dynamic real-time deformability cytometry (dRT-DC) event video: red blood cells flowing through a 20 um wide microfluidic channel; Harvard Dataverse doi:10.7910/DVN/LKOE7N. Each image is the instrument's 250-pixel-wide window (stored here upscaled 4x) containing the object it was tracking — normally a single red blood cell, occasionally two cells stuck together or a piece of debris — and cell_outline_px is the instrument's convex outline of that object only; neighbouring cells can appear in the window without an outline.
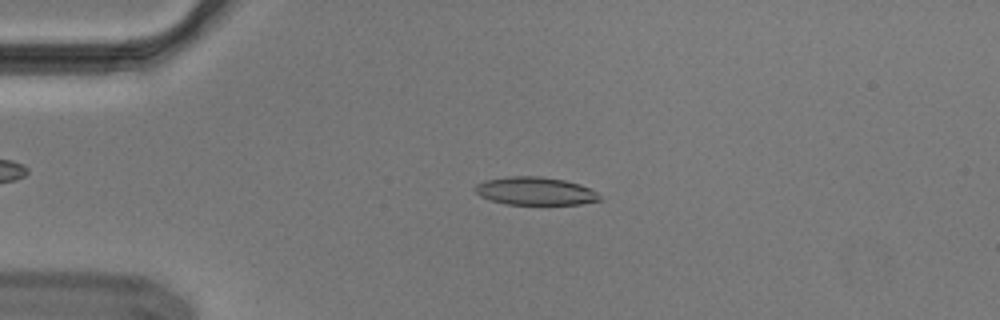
{"species": "Egyptian fruit bat (a non-hibernating species)", "species_latin": "Rousettus aegyptiacus", "temperature_condition": "cold", "stored_images_in_passage": 53, "camera_frame_rate_fps": 3000, "um_per_image_px": 0.085, "animal": {"sex": "male"}, "frame": {"image": 1, "passage_image": 12, "time_ms": 3.667, "image_size_px": [1000, 320], "cell_outline_px": [[604, 200], [580, 204], [504, 204], [480, 196], [476, 192], [476, 184], [484, 180], [508, 176], [540, 176], [564, 180], [580, 184], [596, 192]], "centroid_in_image_um": [45.51, 16.24], "position_along_channel_um": 39.5, "area_um2": 20.29}}
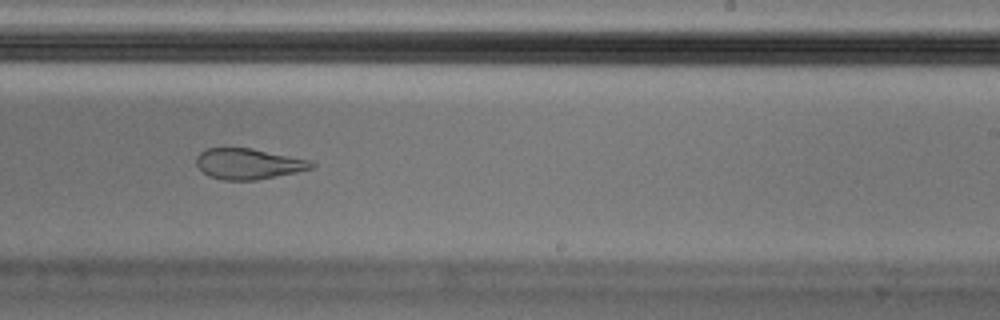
{"frame": {"image": 2, "passage_image": 33, "time_ms": 10.667, "image_size_px": [1000, 320], "cell_outline_px": [[316, 164], [312, 168], [296, 172], [256, 180], [224, 180], [208, 176], [196, 164], [196, 156], [200, 152], [208, 148], [252, 148], [308, 160]], "centroid_in_image_um": [21.08, 13.92], "position_along_channel_um": 267.9, "area_um2": 20.4}}
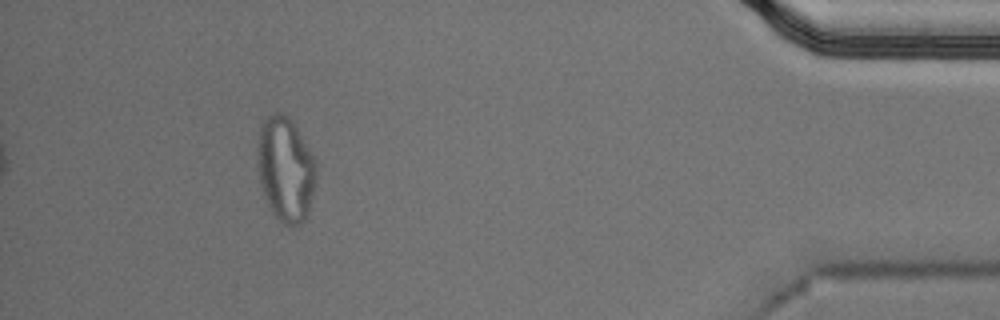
{"frame": {"image": 3, "passage_image": 49, "time_ms": 16.0, "image_size_px": [1000, 320], "cell_outline_px": [[316, 180], [308, 216], [300, 224], [288, 228], [272, 212], [264, 196], [260, 184], [256, 148], [260, 128], [264, 120], [268, 116], [276, 112], [284, 112], [292, 120], [316, 160]], "centroid_in_image_um": [24.28, 14.39], "position_along_channel_um": 410.9, "area_um2": 36.24}, "authors_computed_cell_mechanics": {"area_um2": 21.386, "velocity_mm_per_s": 3.6887, "shape_relaxation_time_tau1_ms": null, "shape_relaxation_time_tau2_ms": 2.0596, "deformation_change_tau1": null, "deformation_change_tau2": 0.0879}}